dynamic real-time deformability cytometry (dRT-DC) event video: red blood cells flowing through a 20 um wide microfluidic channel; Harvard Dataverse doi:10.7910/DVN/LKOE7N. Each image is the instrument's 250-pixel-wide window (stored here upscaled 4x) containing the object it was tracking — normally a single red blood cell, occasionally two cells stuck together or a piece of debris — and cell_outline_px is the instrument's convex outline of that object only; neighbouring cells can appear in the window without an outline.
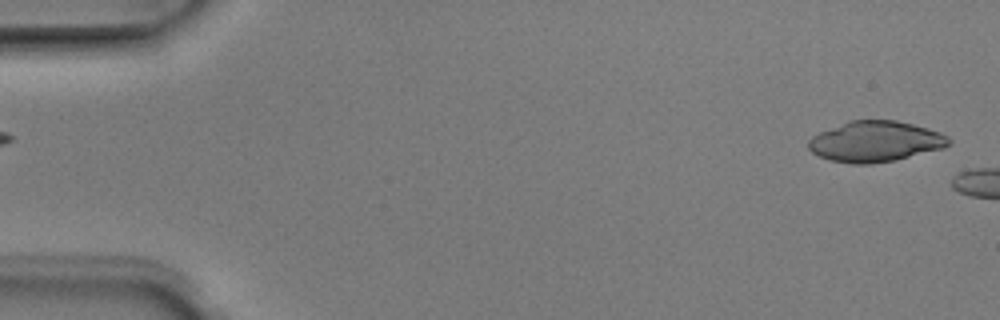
{"species": "Egyptian fruit bat (a non-hibernating species)", "species_latin": "Rousettus aegyptiacus", "temperature_condition": "room temperature", "stored_images_in_passage": 4, "segment_of_instrument_passage": [2, 2], "camera_frame_rate_fps": 3000, "um_per_image_px": 0.085, "animal": {"sex": "male"}, "frame": {"image": 1, "passage_image": 4, "time_ms": 1.0, "image_size_px": [1000, 320], "cell_outline_px": [[952, 144], [944, 148], [896, 160], [872, 164], [852, 164], [832, 160], [820, 156], [812, 152], [808, 148], [808, 140], [812, 136], [820, 132], [848, 120], [896, 120], [928, 128], [940, 132], [948, 136], [952, 140]], "centroid_in_image_um": [74.44, 12.03], "position_along_channel_um": 10.6, "area_um2": 33.47}}